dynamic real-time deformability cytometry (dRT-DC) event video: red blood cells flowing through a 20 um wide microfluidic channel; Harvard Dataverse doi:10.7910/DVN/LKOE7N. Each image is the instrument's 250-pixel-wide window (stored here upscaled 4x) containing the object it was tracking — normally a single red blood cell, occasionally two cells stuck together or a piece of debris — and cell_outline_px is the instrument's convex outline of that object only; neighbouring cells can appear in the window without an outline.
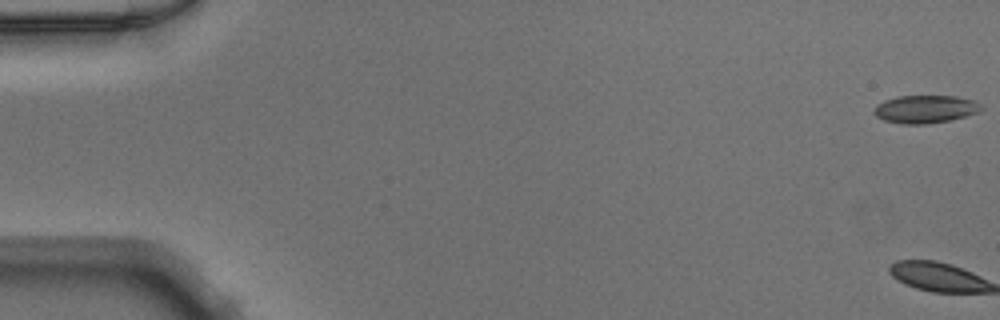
{"species": "Egyptian fruit bat (a non-hibernating species)", "species_latin": "Rousettus aegyptiacus", "temperature_condition": "warm", "stored_images_in_passage": 53, "camera_frame_rate_fps": 3000, "um_per_image_px": 0.085, "animal": {"sex": "male"}, "frame": {"image": 1, "passage_image": 1, "time_ms": 0.0, "image_size_px": [1000, 320], "cell_outline_px": [[984, 108], [980, 112], [948, 120], [924, 124], [900, 124], [884, 120], [876, 116], [872, 112], [876, 104], [884, 100], [896, 96], [956, 96], [976, 100]], "centroid_in_image_um": [78.64, 9.27], "position_along_channel_um": 6.4, "area_um2": 17.57}}
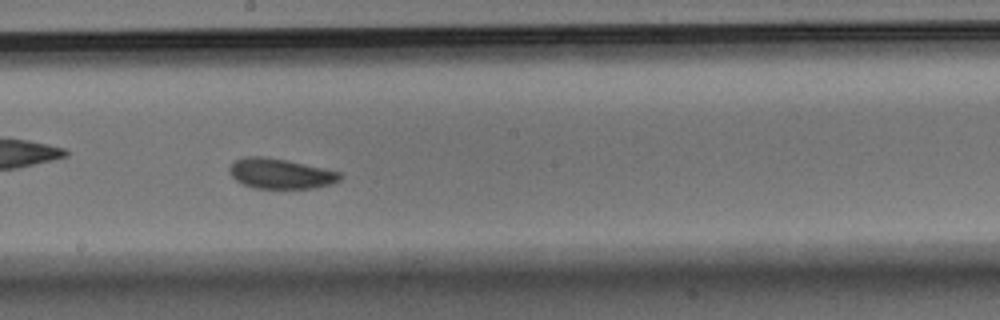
{"frame": {"image": 2, "passage_image": 30, "time_ms": 9.667, "image_size_px": [1000, 320], "cell_outline_px": [[344, 176], [340, 180], [332, 184], [316, 188], [256, 188], [244, 184], [236, 180], [228, 172], [228, 168], [236, 160], [244, 156], [268, 156], [288, 160], [324, 168], [340, 172]], "centroid_in_image_um": [23.87, 14.74], "position_along_channel_um": 224.3, "area_um2": 19.65}}
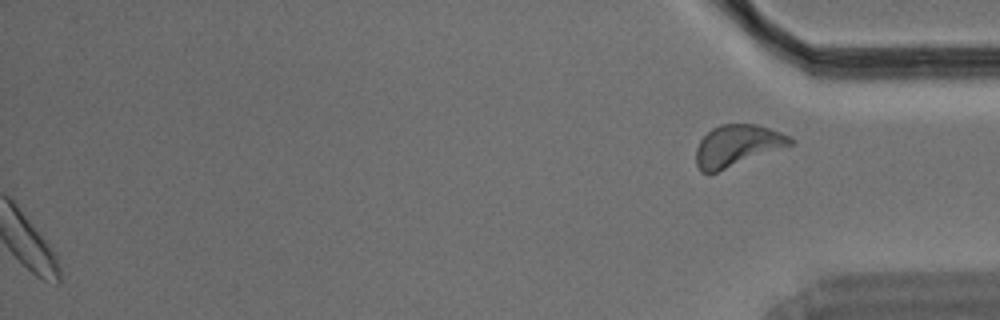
{"frame": {"image": 3, "passage_image": 53, "time_ms": 17.333, "image_size_px": [1000, 320], "cell_outline_px": [[796, 140], [792, 144], [716, 172], [700, 172], [696, 164], [696, 148], [700, 140], [712, 128], [720, 124], [756, 124], [792, 136]], "centroid_in_image_um": [62.65, 12.36], "position_along_channel_um": 372.5, "area_um2": 22.48}}